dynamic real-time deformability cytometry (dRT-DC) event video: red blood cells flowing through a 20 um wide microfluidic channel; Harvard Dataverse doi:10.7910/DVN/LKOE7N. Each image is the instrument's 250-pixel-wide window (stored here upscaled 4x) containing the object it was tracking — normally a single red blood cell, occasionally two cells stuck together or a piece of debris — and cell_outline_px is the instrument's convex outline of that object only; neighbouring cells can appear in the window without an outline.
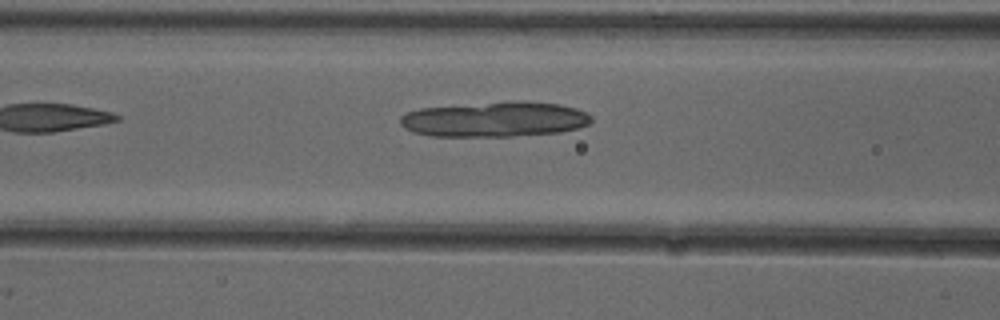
{"species": "common noctule bat (a hibernating species)", "species_latin": "Nyctalus noctula", "temperature_condition": "cold", "stored_images_in_passage": 6, "camera_frame_rate_fps": 3000, "um_per_image_px": 0.085, "animal": {"sex": "female"}, "frame": {"image": 1, "passage_image": 6, "time_ms": 1.667, "image_size_px": [1000, 320], "cell_outline_px": [[592, 120], [588, 124], [580, 128], [560, 132], [512, 136], [432, 136], [412, 132], [404, 128], [400, 124], [400, 116], [408, 112], [420, 108], [524, 100], [560, 104], [576, 108], [592, 116]], "centroid_in_image_um": [42.08, 10.14], "position_along_channel_um": 124.5, "area_um2": 39.19}}